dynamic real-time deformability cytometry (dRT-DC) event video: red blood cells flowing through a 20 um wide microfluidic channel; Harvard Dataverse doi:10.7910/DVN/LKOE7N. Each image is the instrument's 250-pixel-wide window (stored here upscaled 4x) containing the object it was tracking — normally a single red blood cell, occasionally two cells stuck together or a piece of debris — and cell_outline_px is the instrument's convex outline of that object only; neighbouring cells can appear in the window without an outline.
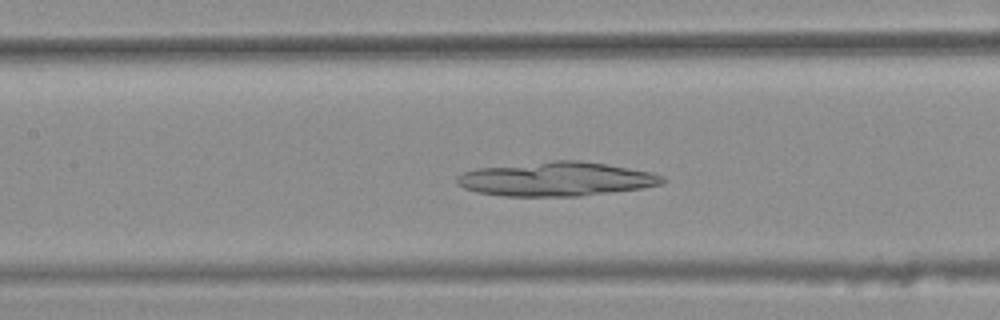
{"species": "common noctule bat (a hibernating species)", "species_latin": "Nyctalus noctula", "temperature_condition": "warm", "stored_images_in_passage": 40, "camera_frame_rate_fps": 3000, "um_per_image_px": 0.085, "animal": {"sex": "female", "body_mass_g": 25.1}, "frame": {"image": 1, "passage_image": 23, "time_ms": 7.333, "image_size_px": [1000, 320], "cell_outline_px": [[668, 180], [660, 184], [644, 188], [580, 196], [504, 196], [476, 192], [464, 188], [456, 184], [456, 176], [464, 172], [476, 168], [552, 160], [580, 160], [652, 172], [664, 176]], "centroid_in_image_um": [47.27, 15.22], "position_along_channel_um": 160.1, "area_um2": 41.1}}
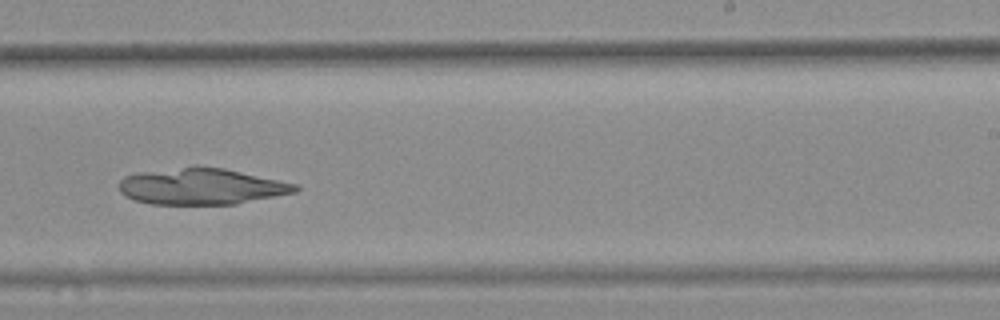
{"frame": {"image": 2, "passage_image": 32, "time_ms": 10.333, "image_size_px": [1000, 320], "cell_outline_px": [[300, 188], [296, 192], [236, 204], [148, 204], [124, 196], [120, 192], [120, 180], [124, 176], [136, 172], [196, 164], [224, 168], [296, 184]], "centroid_in_image_um": [17.06, 15.82], "position_along_channel_um": 271.9, "area_um2": 37.74}}
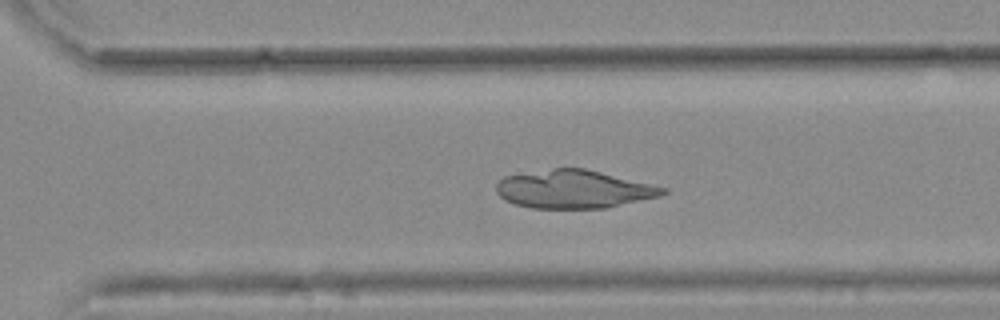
{"frame": {"image": 3, "passage_image": 36, "time_ms": 11.667, "image_size_px": [1000, 320], "cell_outline_px": [[668, 192], [660, 196], [608, 208], [532, 208], [516, 204], [504, 200], [496, 192], [496, 184], [504, 176], [552, 168], [584, 168], [668, 188]], "centroid_in_image_um": [48.77, 16.08], "position_along_channel_um": 321.8, "area_um2": 37.05}}